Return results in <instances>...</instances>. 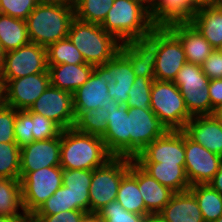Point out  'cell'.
Here are the masks:
<instances>
[{
	"label": "cell",
	"mask_w": 222,
	"mask_h": 222,
	"mask_svg": "<svg viewBox=\"0 0 222 222\" xmlns=\"http://www.w3.org/2000/svg\"><path fill=\"white\" fill-rule=\"evenodd\" d=\"M74 19V4L41 1L25 20L29 40L47 48L68 37Z\"/></svg>",
	"instance_id": "1"
},
{
	"label": "cell",
	"mask_w": 222,
	"mask_h": 222,
	"mask_svg": "<svg viewBox=\"0 0 222 222\" xmlns=\"http://www.w3.org/2000/svg\"><path fill=\"white\" fill-rule=\"evenodd\" d=\"M113 156L100 136L77 131L74 127L61 133L60 167L93 170L105 165Z\"/></svg>",
	"instance_id": "2"
},
{
	"label": "cell",
	"mask_w": 222,
	"mask_h": 222,
	"mask_svg": "<svg viewBox=\"0 0 222 222\" xmlns=\"http://www.w3.org/2000/svg\"><path fill=\"white\" fill-rule=\"evenodd\" d=\"M68 38L83 55L85 63L102 65L111 60L119 51L121 42L106 32L101 25L74 19Z\"/></svg>",
	"instance_id": "3"
},
{
	"label": "cell",
	"mask_w": 222,
	"mask_h": 222,
	"mask_svg": "<svg viewBox=\"0 0 222 222\" xmlns=\"http://www.w3.org/2000/svg\"><path fill=\"white\" fill-rule=\"evenodd\" d=\"M101 26L121 43H125L146 32L152 23L143 1L115 0Z\"/></svg>",
	"instance_id": "4"
},
{
	"label": "cell",
	"mask_w": 222,
	"mask_h": 222,
	"mask_svg": "<svg viewBox=\"0 0 222 222\" xmlns=\"http://www.w3.org/2000/svg\"><path fill=\"white\" fill-rule=\"evenodd\" d=\"M171 33V26L152 25L146 32L121 44L120 52L130 61L136 77L155 80L157 53Z\"/></svg>",
	"instance_id": "5"
},
{
	"label": "cell",
	"mask_w": 222,
	"mask_h": 222,
	"mask_svg": "<svg viewBox=\"0 0 222 222\" xmlns=\"http://www.w3.org/2000/svg\"><path fill=\"white\" fill-rule=\"evenodd\" d=\"M150 99L151 110L168 131L183 130L192 118L173 81L154 80Z\"/></svg>",
	"instance_id": "6"
},
{
	"label": "cell",
	"mask_w": 222,
	"mask_h": 222,
	"mask_svg": "<svg viewBox=\"0 0 222 222\" xmlns=\"http://www.w3.org/2000/svg\"><path fill=\"white\" fill-rule=\"evenodd\" d=\"M130 158L113 157L102 167L92 170L89 189L90 213L116 201L122 177L129 171Z\"/></svg>",
	"instance_id": "7"
},
{
	"label": "cell",
	"mask_w": 222,
	"mask_h": 222,
	"mask_svg": "<svg viewBox=\"0 0 222 222\" xmlns=\"http://www.w3.org/2000/svg\"><path fill=\"white\" fill-rule=\"evenodd\" d=\"M173 82L183 95L185 106L192 117L211 115L209 78L200 65L186 62Z\"/></svg>",
	"instance_id": "8"
},
{
	"label": "cell",
	"mask_w": 222,
	"mask_h": 222,
	"mask_svg": "<svg viewBox=\"0 0 222 222\" xmlns=\"http://www.w3.org/2000/svg\"><path fill=\"white\" fill-rule=\"evenodd\" d=\"M60 166L28 172L21 180L22 204L30 218L63 185Z\"/></svg>",
	"instance_id": "9"
},
{
	"label": "cell",
	"mask_w": 222,
	"mask_h": 222,
	"mask_svg": "<svg viewBox=\"0 0 222 222\" xmlns=\"http://www.w3.org/2000/svg\"><path fill=\"white\" fill-rule=\"evenodd\" d=\"M43 72H48L46 48L30 42L6 52L0 68V79H18Z\"/></svg>",
	"instance_id": "10"
},
{
	"label": "cell",
	"mask_w": 222,
	"mask_h": 222,
	"mask_svg": "<svg viewBox=\"0 0 222 222\" xmlns=\"http://www.w3.org/2000/svg\"><path fill=\"white\" fill-rule=\"evenodd\" d=\"M168 130L152 110L128 108V158L137 155Z\"/></svg>",
	"instance_id": "11"
},
{
	"label": "cell",
	"mask_w": 222,
	"mask_h": 222,
	"mask_svg": "<svg viewBox=\"0 0 222 222\" xmlns=\"http://www.w3.org/2000/svg\"><path fill=\"white\" fill-rule=\"evenodd\" d=\"M0 81L3 85V103L15 110H29L50 85V75L43 72Z\"/></svg>",
	"instance_id": "12"
},
{
	"label": "cell",
	"mask_w": 222,
	"mask_h": 222,
	"mask_svg": "<svg viewBox=\"0 0 222 222\" xmlns=\"http://www.w3.org/2000/svg\"><path fill=\"white\" fill-rule=\"evenodd\" d=\"M185 171L190 186L208 184L222 164V156L210 152L184 133Z\"/></svg>",
	"instance_id": "13"
},
{
	"label": "cell",
	"mask_w": 222,
	"mask_h": 222,
	"mask_svg": "<svg viewBox=\"0 0 222 222\" xmlns=\"http://www.w3.org/2000/svg\"><path fill=\"white\" fill-rule=\"evenodd\" d=\"M57 123L63 130L74 127L73 94L49 85L28 110Z\"/></svg>",
	"instance_id": "14"
},
{
	"label": "cell",
	"mask_w": 222,
	"mask_h": 222,
	"mask_svg": "<svg viewBox=\"0 0 222 222\" xmlns=\"http://www.w3.org/2000/svg\"><path fill=\"white\" fill-rule=\"evenodd\" d=\"M137 163L185 165L184 132L170 130L147 145L134 159Z\"/></svg>",
	"instance_id": "15"
},
{
	"label": "cell",
	"mask_w": 222,
	"mask_h": 222,
	"mask_svg": "<svg viewBox=\"0 0 222 222\" xmlns=\"http://www.w3.org/2000/svg\"><path fill=\"white\" fill-rule=\"evenodd\" d=\"M61 135L52 139L37 140L20 148V180L28 173L41 168L60 166Z\"/></svg>",
	"instance_id": "16"
},
{
	"label": "cell",
	"mask_w": 222,
	"mask_h": 222,
	"mask_svg": "<svg viewBox=\"0 0 222 222\" xmlns=\"http://www.w3.org/2000/svg\"><path fill=\"white\" fill-rule=\"evenodd\" d=\"M102 109L110 114L107 131L101 137L108 152L113 157L128 158V106L112 101Z\"/></svg>",
	"instance_id": "17"
},
{
	"label": "cell",
	"mask_w": 222,
	"mask_h": 222,
	"mask_svg": "<svg viewBox=\"0 0 222 222\" xmlns=\"http://www.w3.org/2000/svg\"><path fill=\"white\" fill-rule=\"evenodd\" d=\"M103 65V79L108 84V94L117 103H126L128 91L136 78L130 61L119 51Z\"/></svg>",
	"instance_id": "18"
},
{
	"label": "cell",
	"mask_w": 222,
	"mask_h": 222,
	"mask_svg": "<svg viewBox=\"0 0 222 222\" xmlns=\"http://www.w3.org/2000/svg\"><path fill=\"white\" fill-rule=\"evenodd\" d=\"M113 99L108 94V84L103 79V65L94 66L89 79L73 93L74 112L103 108Z\"/></svg>",
	"instance_id": "19"
},
{
	"label": "cell",
	"mask_w": 222,
	"mask_h": 222,
	"mask_svg": "<svg viewBox=\"0 0 222 222\" xmlns=\"http://www.w3.org/2000/svg\"><path fill=\"white\" fill-rule=\"evenodd\" d=\"M129 172L137 179L138 188L144 200L146 209L152 215L158 214L170 201L175 192L160 184L131 158Z\"/></svg>",
	"instance_id": "20"
},
{
	"label": "cell",
	"mask_w": 222,
	"mask_h": 222,
	"mask_svg": "<svg viewBox=\"0 0 222 222\" xmlns=\"http://www.w3.org/2000/svg\"><path fill=\"white\" fill-rule=\"evenodd\" d=\"M182 131L210 152L222 156V123L216 115L193 116Z\"/></svg>",
	"instance_id": "21"
},
{
	"label": "cell",
	"mask_w": 222,
	"mask_h": 222,
	"mask_svg": "<svg viewBox=\"0 0 222 222\" xmlns=\"http://www.w3.org/2000/svg\"><path fill=\"white\" fill-rule=\"evenodd\" d=\"M147 8L152 25L157 26L190 23L197 12L189 0H149Z\"/></svg>",
	"instance_id": "22"
},
{
	"label": "cell",
	"mask_w": 222,
	"mask_h": 222,
	"mask_svg": "<svg viewBox=\"0 0 222 222\" xmlns=\"http://www.w3.org/2000/svg\"><path fill=\"white\" fill-rule=\"evenodd\" d=\"M187 62L180 40L171 33L162 43L157 53L155 80L174 81L179 70Z\"/></svg>",
	"instance_id": "23"
},
{
	"label": "cell",
	"mask_w": 222,
	"mask_h": 222,
	"mask_svg": "<svg viewBox=\"0 0 222 222\" xmlns=\"http://www.w3.org/2000/svg\"><path fill=\"white\" fill-rule=\"evenodd\" d=\"M171 30L182 43L187 62L201 66L214 50L191 23L173 24Z\"/></svg>",
	"instance_id": "24"
},
{
	"label": "cell",
	"mask_w": 222,
	"mask_h": 222,
	"mask_svg": "<svg viewBox=\"0 0 222 222\" xmlns=\"http://www.w3.org/2000/svg\"><path fill=\"white\" fill-rule=\"evenodd\" d=\"M94 65L82 64H59L48 65L50 85L73 94L90 77Z\"/></svg>",
	"instance_id": "25"
},
{
	"label": "cell",
	"mask_w": 222,
	"mask_h": 222,
	"mask_svg": "<svg viewBox=\"0 0 222 222\" xmlns=\"http://www.w3.org/2000/svg\"><path fill=\"white\" fill-rule=\"evenodd\" d=\"M158 215L166 222H204L197 200L189 190L174 193Z\"/></svg>",
	"instance_id": "26"
},
{
	"label": "cell",
	"mask_w": 222,
	"mask_h": 222,
	"mask_svg": "<svg viewBox=\"0 0 222 222\" xmlns=\"http://www.w3.org/2000/svg\"><path fill=\"white\" fill-rule=\"evenodd\" d=\"M190 23L214 49L222 45V3L197 10Z\"/></svg>",
	"instance_id": "27"
},
{
	"label": "cell",
	"mask_w": 222,
	"mask_h": 222,
	"mask_svg": "<svg viewBox=\"0 0 222 222\" xmlns=\"http://www.w3.org/2000/svg\"><path fill=\"white\" fill-rule=\"evenodd\" d=\"M63 185L69 188L74 210L90 213L89 189L92 181V170L63 169Z\"/></svg>",
	"instance_id": "28"
},
{
	"label": "cell",
	"mask_w": 222,
	"mask_h": 222,
	"mask_svg": "<svg viewBox=\"0 0 222 222\" xmlns=\"http://www.w3.org/2000/svg\"><path fill=\"white\" fill-rule=\"evenodd\" d=\"M160 184L172 191L184 192L190 188L184 165L160 163H138Z\"/></svg>",
	"instance_id": "29"
},
{
	"label": "cell",
	"mask_w": 222,
	"mask_h": 222,
	"mask_svg": "<svg viewBox=\"0 0 222 222\" xmlns=\"http://www.w3.org/2000/svg\"><path fill=\"white\" fill-rule=\"evenodd\" d=\"M0 43L6 52L29 44L25 20L0 14Z\"/></svg>",
	"instance_id": "30"
},
{
	"label": "cell",
	"mask_w": 222,
	"mask_h": 222,
	"mask_svg": "<svg viewBox=\"0 0 222 222\" xmlns=\"http://www.w3.org/2000/svg\"><path fill=\"white\" fill-rule=\"evenodd\" d=\"M188 190L197 200L204 222L216 221L222 215V195L209 184L191 185Z\"/></svg>",
	"instance_id": "31"
},
{
	"label": "cell",
	"mask_w": 222,
	"mask_h": 222,
	"mask_svg": "<svg viewBox=\"0 0 222 222\" xmlns=\"http://www.w3.org/2000/svg\"><path fill=\"white\" fill-rule=\"evenodd\" d=\"M0 215L27 216L22 204L20 179L0 178Z\"/></svg>",
	"instance_id": "32"
},
{
	"label": "cell",
	"mask_w": 222,
	"mask_h": 222,
	"mask_svg": "<svg viewBox=\"0 0 222 222\" xmlns=\"http://www.w3.org/2000/svg\"><path fill=\"white\" fill-rule=\"evenodd\" d=\"M116 201L128 212L152 215L145 207L137 179L129 171L122 177Z\"/></svg>",
	"instance_id": "33"
},
{
	"label": "cell",
	"mask_w": 222,
	"mask_h": 222,
	"mask_svg": "<svg viewBox=\"0 0 222 222\" xmlns=\"http://www.w3.org/2000/svg\"><path fill=\"white\" fill-rule=\"evenodd\" d=\"M75 124L74 128L77 131L93 134L102 137L107 131L108 127V111L101 107L97 109H89L86 112H74Z\"/></svg>",
	"instance_id": "34"
},
{
	"label": "cell",
	"mask_w": 222,
	"mask_h": 222,
	"mask_svg": "<svg viewBox=\"0 0 222 222\" xmlns=\"http://www.w3.org/2000/svg\"><path fill=\"white\" fill-rule=\"evenodd\" d=\"M115 0H75V18L101 25Z\"/></svg>",
	"instance_id": "35"
},
{
	"label": "cell",
	"mask_w": 222,
	"mask_h": 222,
	"mask_svg": "<svg viewBox=\"0 0 222 222\" xmlns=\"http://www.w3.org/2000/svg\"><path fill=\"white\" fill-rule=\"evenodd\" d=\"M46 51L48 65L85 63L83 55L68 37L49 45Z\"/></svg>",
	"instance_id": "36"
},
{
	"label": "cell",
	"mask_w": 222,
	"mask_h": 222,
	"mask_svg": "<svg viewBox=\"0 0 222 222\" xmlns=\"http://www.w3.org/2000/svg\"><path fill=\"white\" fill-rule=\"evenodd\" d=\"M0 178L20 179V147L0 142Z\"/></svg>",
	"instance_id": "37"
},
{
	"label": "cell",
	"mask_w": 222,
	"mask_h": 222,
	"mask_svg": "<svg viewBox=\"0 0 222 222\" xmlns=\"http://www.w3.org/2000/svg\"><path fill=\"white\" fill-rule=\"evenodd\" d=\"M152 79L138 76L135 78L133 85L128 91L129 99L126 102L128 108H141L143 110H151L150 95L153 84Z\"/></svg>",
	"instance_id": "38"
},
{
	"label": "cell",
	"mask_w": 222,
	"mask_h": 222,
	"mask_svg": "<svg viewBox=\"0 0 222 222\" xmlns=\"http://www.w3.org/2000/svg\"><path fill=\"white\" fill-rule=\"evenodd\" d=\"M67 210H74V204L69 188L62 185L33 215H53Z\"/></svg>",
	"instance_id": "39"
},
{
	"label": "cell",
	"mask_w": 222,
	"mask_h": 222,
	"mask_svg": "<svg viewBox=\"0 0 222 222\" xmlns=\"http://www.w3.org/2000/svg\"><path fill=\"white\" fill-rule=\"evenodd\" d=\"M97 214L102 222H145L146 217L149 216L128 212L117 201L105 205Z\"/></svg>",
	"instance_id": "40"
},
{
	"label": "cell",
	"mask_w": 222,
	"mask_h": 222,
	"mask_svg": "<svg viewBox=\"0 0 222 222\" xmlns=\"http://www.w3.org/2000/svg\"><path fill=\"white\" fill-rule=\"evenodd\" d=\"M62 131L63 129L51 119L32 112L33 141L58 137Z\"/></svg>",
	"instance_id": "41"
},
{
	"label": "cell",
	"mask_w": 222,
	"mask_h": 222,
	"mask_svg": "<svg viewBox=\"0 0 222 222\" xmlns=\"http://www.w3.org/2000/svg\"><path fill=\"white\" fill-rule=\"evenodd\" d=\"M41 0H0V14L26 20Z\"/></svg>",
	"instance_id": "42"
},
{
	"label": "cell",
	"mask_w": 222,
	"mask_h": 222,
	"mask_svg": "<svg viewBox=\"0 0 222 222\" xmlns=\"http://www.w3.org/2000/svg\"><path fill=\"white\" fill-rule=\"evenodd\" d=\"M14 128L16 144L20 148L33 142L32 112H29L28 110H17Z\"/></svg>",
	"instance_id": "43"
},
{
	"label": "cell",
	"mask_w": 222,
	"mask_h": 222,
	"mask_svg": "<svg viewBox=\"0 0 222 222\" xmlns=\"http://www.w3.org/2000/svg\"><path fill=\"white\" fill-rule=\"evenodd\" d=\"M17 116V110L7 106L4 103L0 105V142L16 143L14 136V123Z\"/></svg>",
	"instance_id": "44"
},
{
	"label": "cell",
	"mask_w": 222,
	"mask_h": 222,
	"mask_svg": "<svg viewBox=\"0 0 222 222\" xmlns=\"http://www.w3.org/2000/svg\"><path fill=\"white\" fill-rule=\"evenodd\" d=\"M87 214L80 210H67L53 215H32L30 222H81Z\"/></svg>",
	"instance_id": "45"
},
{
	"label": "cell",
	"mask_w": 222,
	"mask_h": 222,
	"mask_svg": "<svg viewBox=\"0 0 222 222\" xmlns=\"http://www.w3.org/2000/svg\"><path fill=\"white\" fill-rule=\"evenodd\" d=\"M201 68L209 80L222 79V52L219 49H214Z\"/></svg>",
	"instance_id": "46"
},
{
	"label": "cell",
	"mask_w": 222,
	"mask_h": 222,
	"mask_svg": "<svg viewBox=\"0 0 222 222\" xmlns=\"http://www.w3.org/2000/svg\"><path fill=\"white\" fill-rule=\"evenodd\" d=\"M209 97L211 100V115L222 107V79L209 80Z\"/></svg>",
	"instance_id": "47"
},
{
	"label": "cell",
	"mask_w": 222,
	"mask_h": 222,
	"mask_svg": "<svg viewBox=\"0 0 222 222\" xmlns=\"http://www.w3.org/2000/svg\"><path fill=\"white\" fill-rule=\"evenodd\" d=\"M189 1L196 10L216 6L222 3V0H189Z\"/></svg>",
	"instance_id": "48"
},
{
	"label": "cell",
	"mask_w": 222,
	"mask_h": 222,
	"mask_svg": "<svg viewBox=\"0 0 222 222\" xmlns=\"http://www.w3.org/2000/svg\"><path fill=\"white\" fill-rule=\"evenodd\" d=\"M208 184L222 195V164L218 172Z\"/></svg>",
	"instance_id": "49"
},
{
	"label": "cell",
	"mask_w": 222,
	"mask_h": 222,
	"mask_svg": "<svg viewBox=\"0 0 222 222\" xmlns=\"http://www.w3.org/2000/svg\"><path fill=\"white\" fill-rule=\"evenodd\" d=\"M0 222H29L28 216H2L0 215Z\"/></svg>",
	"instance_id": "50"
},
{
	"label": "cell",
	"mask_w": 222,
	"mask_h": 222,
	"mask_svg": "<svg viewBox=\"0 0 222 222\" xmlns=\"http://www.w3.org/2000/svg\"><path fill=\"white\" fill-rule=\"evenodd\" d=\"M145 222H166L158 214L149 215L146 217Z\"/></svg>",
	"instance_id": "51"
},
{
	"label": "cell",
	"mask_w": 222,
	"mask_h": 222,
	"mask_svg": "<svg viewBox=\"0 0 222 222\" xmlns=\"http://www.w3.org/2000/svg\"><path fill=\"white\" fill-rule=\"evenodd\" d=\"M5 56H6V51L4 50L2 44L0 43V68L4 62Z\"/></svg>",
	"instance_id": "52"
},
{
	"label": "cell",
	"mask_w": 222,
	"mask_h": 222,
	"mask_svg": "<svg viewBox=\"0 0 222 222\" xmlns=\"http://www.w3.org/2000/svg\"><path fill=\"white\" fill-rule=\"evenodd\" d=\"M81 222H94V213H87Z\"/></svg>",
	"instance_id": "53"
},
{
	"label": "cell",
	"mask_w": 222,
	"mask_h": 222,
	"mask_svg": "<svg viewBox=\"0 0 222 222\" xmlns=\"http://www.w3.org/2000/svg\"><path fill=\"white\" fill-rule=\"evenodd\" d=\"M41 1L62 2V3L74 4L75 0H41Z\"/></svg>",
	"instance_id": "54"
},
{
	"label": "cell",
	"mask_w": 222,
	"mask_h": 222,
	"mask_svg": "<svg viewBox=\"0 0 222 222\" xmlns=\"http://www.w3.org/2000/svg\"><path fill=\"white\" fill-rule=\"evenodd\" d=\"M215 115L222 123V107L215 112Z\"/></svg>",
	"instance_id": "55"
},
{
	"label": "cell",
	"mask_w": 222,
	"mask_h": 222,
	"mask_svg": "<svg viewBox=\"0 0 222 222\" xmlns=\"http://www.w3.org/2000/svg\"><path fill=\"white\" fill-rule=\"evenodd\" d=\"M3 103V85L0 81V105Z\"/></svg>",
	"instance_id": "56"
},
{
	"label": "cell",
	"mask_w": 222,
	"mask_h": 222,
	"mask_svg": "<svg viewBox=\"0 0 222 222\" xmlns=\"http://www.w3.org/2000/svg\"><path fill=\"white\" fill-rule=\"evenodd\" d=\"M94 222H102V221L100 220L99 215H98L97 213H94Z\"/></svg>",
	"instance_id": "57"
},
{
	"label": "cell",
	"mask_w": 222,
	"mask_h": 222,
	"mask_svg": "<svg viewBox=\"0 0 222 222\" xmlns=\"http://www.w3.org/2000/svg\"><path fill=\"white\" fill-rule=\"evenodd\" d=\"M213 222H222V215L216 221Z\"/></svg>",
	"instance_id": "58"
},
{
	"label": "cell",
	"mask_w": 222,
	"mask_h": 222,
	"mask_svg": "<svg viewBox=\"0 0 222 222\" xmlns=\"http://www.w3.org/2000/svg\"><path fill=\"white\" fill-rule=\"evenodd\" d=\"M140 1H143L146 5H148L149 0H140Z\"/></svg>",
	"instance_id": "59"
},
{
	"label": "cell",
	"mask_w": 222,
	"mask_h": 222,
	"mask_svg": "<svg viewBox=\"0 0 222 222\" xmlns=\"http://www.w3.org/2000/svg\"><path fill=\"white\" fill-rule=\"evenodd\" d=\"M218 49L222 52V45Z\"/></svg>",
	"instance_id": "60"
}]
</instances>
